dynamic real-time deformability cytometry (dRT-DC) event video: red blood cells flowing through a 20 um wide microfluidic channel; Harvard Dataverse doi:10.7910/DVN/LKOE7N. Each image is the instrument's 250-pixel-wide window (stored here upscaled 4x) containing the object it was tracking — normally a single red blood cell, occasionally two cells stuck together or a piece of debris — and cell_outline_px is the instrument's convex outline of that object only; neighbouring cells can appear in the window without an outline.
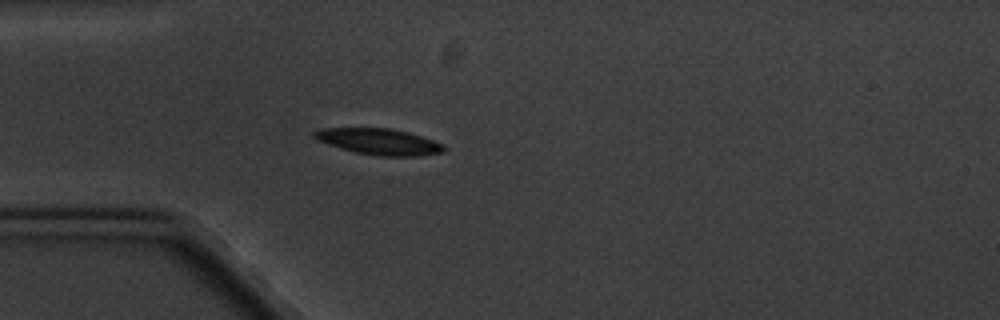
{"species": "common noctule bat (a hibernating species)", "species_latin": "Nyctalus noctula", "temperature_condition": "cold", "stored_images_in_passage": 4, "camera_frame_rate_fps": 3000, "um_per_image_px": 0.085, "animal": {"sex": "male", "body_mass_g": 20.1, "forearm_length_mm": 53.5}, "frame": {"image": 1, "passage_image": 3, "time_ms": 2.333, "image_size_px": [1000, 320], "cell_outline_px": [[448, 148], [444, 152], [420, 156], [376, 156], [356, 152], [340, 148], [316, 140], [312, 136], [312, 132], [320, 128], [388, 128], [408, 132], [444, 144]], "centroid_in_image_um": [32.22, 12.04], "position_along_channel_um": 52.8, "area_um2": 19.88}}